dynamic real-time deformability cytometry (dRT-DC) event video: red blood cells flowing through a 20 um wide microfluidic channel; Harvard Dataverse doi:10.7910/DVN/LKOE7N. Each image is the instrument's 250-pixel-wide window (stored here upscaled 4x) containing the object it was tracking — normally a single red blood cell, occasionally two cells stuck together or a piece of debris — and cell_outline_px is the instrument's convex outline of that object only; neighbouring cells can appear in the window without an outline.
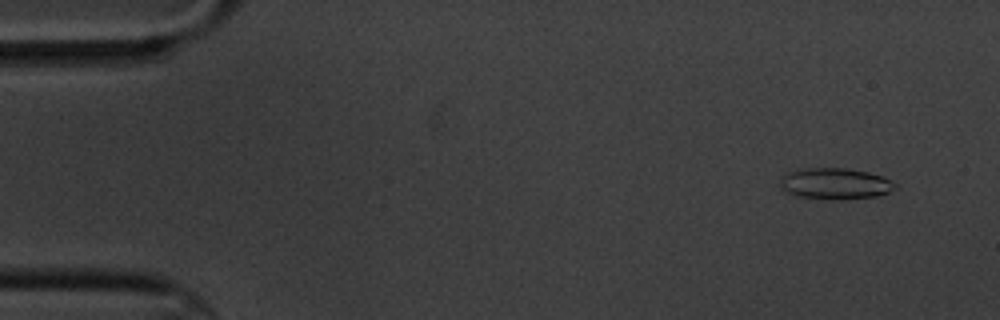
{"species": "common noctule bat (a hibernating species)", "species_latin": "Nyctalus noctula", "temperature_condition": "cold", "stored_images_in_passage": 6, "camera_frame_rate_fps": 3000, "um_per_image_px": 0.085, "animal": {"sex": "male", "body_mass_g": 20.1, "forearm_length_mm": 53.5}, "frame": {"image": 1, "passage_image": 2, "time_ms": 1.0, "image_size_px": [1000, 320], "cell_outline_px": [[896, 188], [888, 192], [876, 196], [840, 200], [828, 200], [796, 196], [780, 188], [780, 176], [784, 172], [796, 168], [844, 168], [868, 172], [892, 180], [896, 184]], "centroid_in_image_um": [70.91, 15.61], "position_along_channel_um": 14.1, "area_um2": 21.33}}
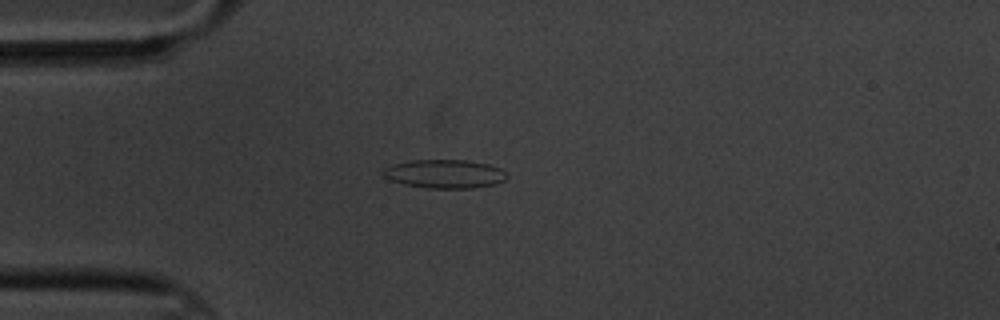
{"frame": {"image": 2, "passage_image": 5, "time_ms": 4.667, "image_size_px": [1000, 320], "cell_outline_px": [[508, 176], [504, 180], [496, 184], [472, 188], [428, 188], [404, 184], [392, 180], [384, 176], [384, 168], [392, 164], [412, 160], [464, 160], [488, 164], [500, 168]], "centroid_in_image_um": [37.81, 14.78], "position_along_channel_um": 47.2, "area_um2": 20.46}}
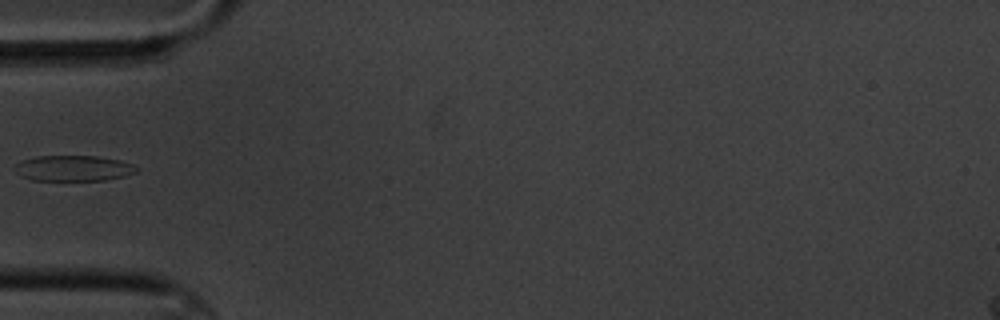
{"frame": {"image": 3, "passage_image": 6, "time_ms": 6.0, "image_size_px": [1000, 320], "cell_outline_px": [[140, 168], [136, 172], [124, 176], [108, 180], [32, 180], [16, 172], [12, 168], [20, 160], [36, 156], [96, 156], [120, 160], [132, 164]], "centroid_in_image_um": [6.24, 14.29], "position_along_channel_um": 78.8, "area_um2": 18.26}}